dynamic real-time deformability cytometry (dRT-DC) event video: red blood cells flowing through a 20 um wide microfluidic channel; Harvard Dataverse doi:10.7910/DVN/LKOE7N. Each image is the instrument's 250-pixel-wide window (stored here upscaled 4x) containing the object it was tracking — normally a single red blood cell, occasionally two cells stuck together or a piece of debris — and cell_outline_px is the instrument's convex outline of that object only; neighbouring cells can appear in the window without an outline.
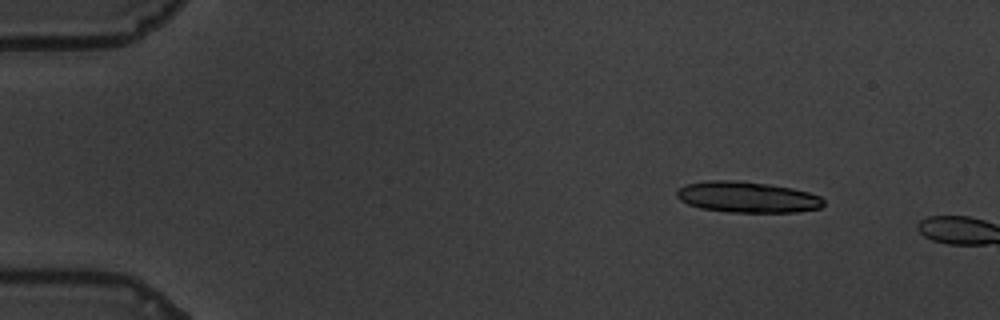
{"species": "common noctule bat (a hibernating species)", "species_latin": "Nyctalus noctula", "temperature_condition": "warm", "stored_images_in_passage": 3, "camera_frame_rate_fps": 3000, "um_per_image_px": 0.085, "animal": {"sex": "male", "body_mass_g": 19.5, "forearm_length_mm": 54.6}, "frame": {"image": 1, "passage_image": 1, "time_ms": 0.0, "image_size_px": [1000, 320], "cell_outline_px": [[824, 204], [820, 208], [796, 212], [728, 212], [700, 208], [688, 204], [680, 200], [676, 196], [676, 192], [684, 184], [704, 180], [732, 180], [768, 184], [792, 188], [808, 192], [820, 196], [824, 200]], "centroid_in_image_um": [63.49, 16.75], "position_along_channel_um": 21.5, "area_um2": 26.59}}